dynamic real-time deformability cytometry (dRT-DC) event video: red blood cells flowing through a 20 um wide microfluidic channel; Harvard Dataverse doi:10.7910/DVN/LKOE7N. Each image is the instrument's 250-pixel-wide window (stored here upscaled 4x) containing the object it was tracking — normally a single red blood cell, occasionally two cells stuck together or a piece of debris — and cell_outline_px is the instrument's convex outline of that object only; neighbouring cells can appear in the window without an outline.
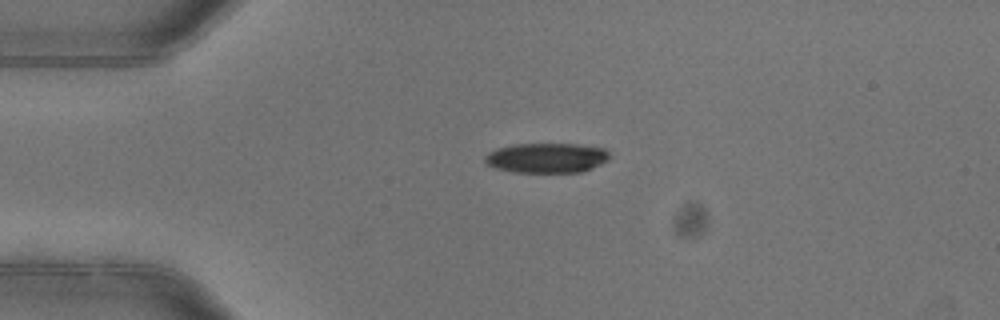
{"species": "common noctule bat (a hibernating species)", "species_latin": "Nyctalus noctula", "temperature_condition": "warm", "stored_images_in_passage": 3, "camera_frame_rate_fps": 3000, "um_per_image_px": 0.085, "animal": {"sex": "female"}, "frame": {"image": 1, "passage_image": 1, "time_ms": 0.0, "image_size_px": [1000, 320], "cell_outline_px": [[612, 156], [608, 160], [592, 168], [580, 172], [512, 172], [496, 168], [488, 164], [484, 160], [484, 156], [488, 152], [496, 148], [516, 144], [576, 144], [604, 148]], "centroid_in_image_um": [46.47, 13.42], "position_along_channel_um": 38.5, "area_um2": 21.73}}